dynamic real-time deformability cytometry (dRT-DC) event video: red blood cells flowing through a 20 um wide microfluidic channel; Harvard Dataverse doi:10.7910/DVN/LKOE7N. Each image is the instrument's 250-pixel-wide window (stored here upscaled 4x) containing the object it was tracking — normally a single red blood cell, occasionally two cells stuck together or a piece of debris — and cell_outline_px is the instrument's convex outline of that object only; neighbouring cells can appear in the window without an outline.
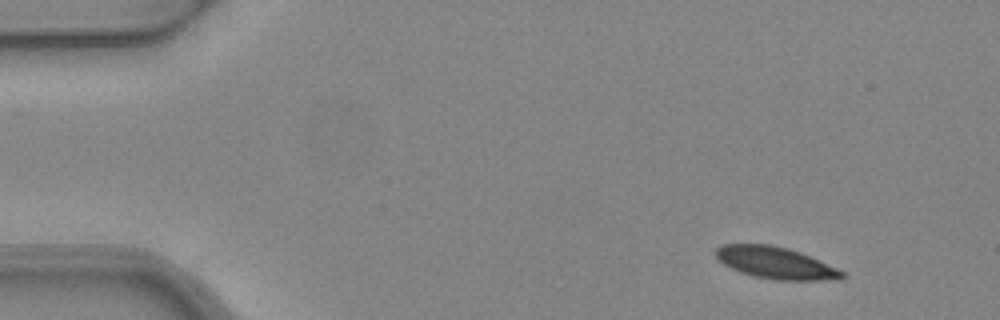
{"species": "common noctule bat (a hibernating species)", "species_latin": "Nyctalus noctula", "temperature_condition": "warm", "stored_images_in_passage": 5, "camera_frame_rate_fps": 3000, "um_per_image_px": 0.085, "animal": {"sex": "female", "body_mass_g": 24.6, "forearm_length_mm": 56.2}, "frame": {"image": 1, "passage_image": 2, "time_ms": 0.333, "image_size_px": [1000, 320], "cell_outline_px": [[844, 276], [840, 280], [776, 280], [756, 276], [740, 272], [716, 260], [716, 248], [720, 244], [772, 244], [788, 248], [800, 252], [836, 268], [844, 272]], "centroid_in_image_um": [65.9, 22.33], "position_along_channel_um": 19.1, "area_um2": 23.35}}
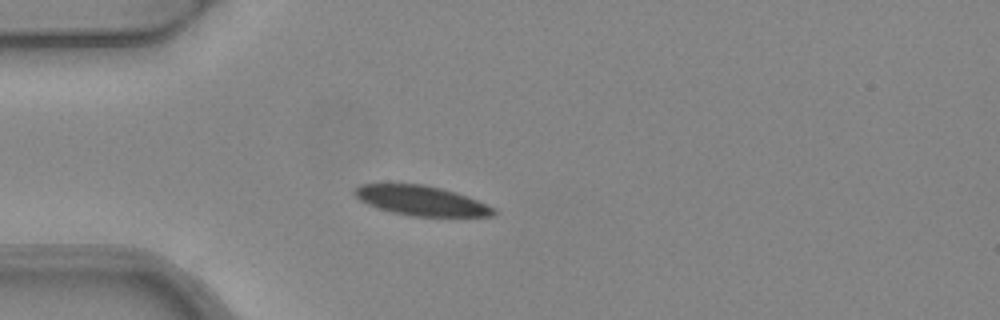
{"frame": {"image": 2, "passage_image": 4, "time_ms": 1.0, "image_size_px": [1000, 320], "cell_outline_px": [[496, 216], [412, 216], [392, 212], [376, 208], [360, 200], [352, 192], [352, 188], [360, 184], [424, 184], [456, 192], [468, 196], [496, 208]], "centroid_in_image_um": [35.8, 17.05], "position_along_channel_um": 49.2, "area_um2": 24.22}}